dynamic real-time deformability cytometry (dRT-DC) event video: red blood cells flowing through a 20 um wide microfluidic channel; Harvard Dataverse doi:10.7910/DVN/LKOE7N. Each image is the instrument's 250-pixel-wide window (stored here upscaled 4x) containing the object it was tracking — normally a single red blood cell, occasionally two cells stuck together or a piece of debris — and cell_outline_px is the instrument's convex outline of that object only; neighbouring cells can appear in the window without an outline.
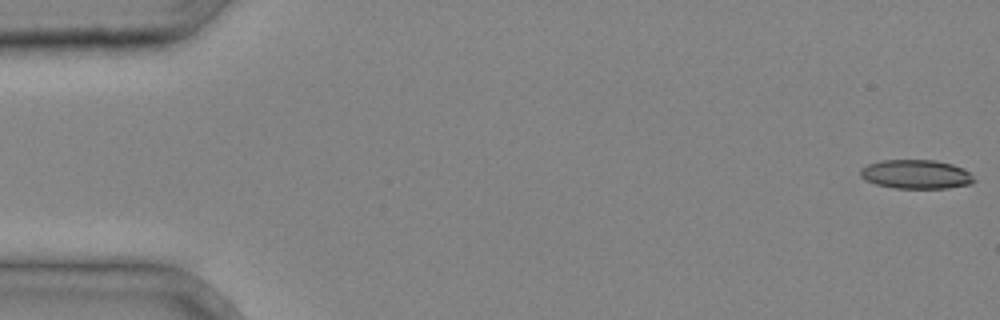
{"species": "common noctule bat (a hibernating species)", "species_latin": "Nyctalus noctula", "temperature_condition": "cold", "stored_images_in_passage": 4, "camera_frame_rate_fps": 3000, "um_per_image_px": 0.085, "animal": {"sex": "male", "body_mass_g": 20.4}, "frame": {"image": 1, "passage_image": 1, "time_ms": 0.0, "image_size_px": [1000, 320], "cell_outline_px": [[976, 180], [972, 184], [948, 188], [896, 188], [876, 184], [864, 180], [860, 176], [860, 168], [868, 164], [880, 160], [932, 160], [952, 164], [964, 168]], "centroid_in_image_um": [77.85, 14.81], "position_along_channel_um": 7.1, "area_um2": 19.31}}
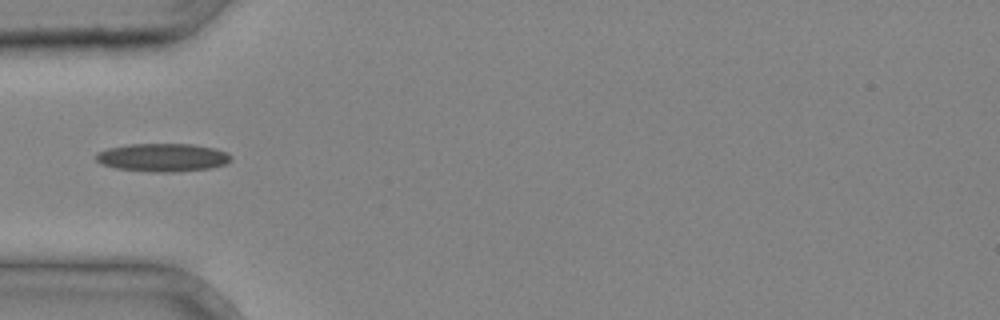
{"frame": {"image": 2, "passage_image": 4, "time_ms": 1.0, "image_size_px": [1000, 320], "cell_outline_px": [[232, 160], [224, 164], [212, 168], [180, 172], [152, 172], [116, 168], [100, 164], [96, 160], [96, 152], [108, 148], [128, 144], [192, 144], [212, 148], [228, 152], [232, 156]], "centroid_in_image_um": [13.83, 13.39], "position_along_channel_um": 71.2, "area_um2": 22.37}}